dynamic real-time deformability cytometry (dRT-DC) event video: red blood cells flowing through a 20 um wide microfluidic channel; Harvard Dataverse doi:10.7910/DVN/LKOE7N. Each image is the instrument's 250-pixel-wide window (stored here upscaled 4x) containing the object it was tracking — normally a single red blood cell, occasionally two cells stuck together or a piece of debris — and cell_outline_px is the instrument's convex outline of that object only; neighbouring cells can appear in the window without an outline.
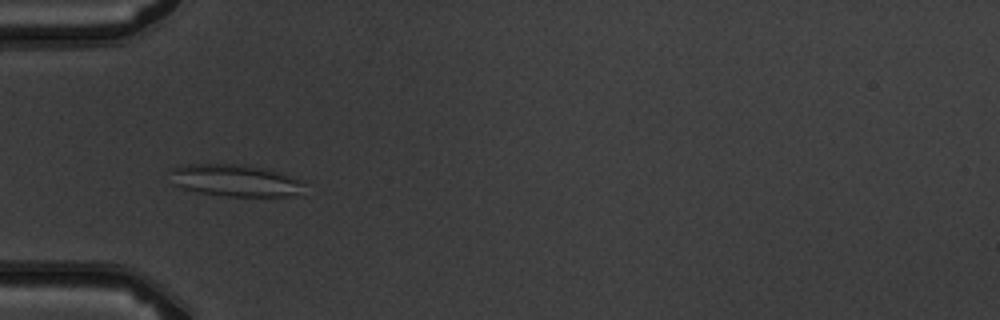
{"species": "common noctule bat (a hibernating species)", "species_latin": "Nyctalus noctula", "temperature_condition": "warm", "stored_images_in_passage": 9, "camera_frame_rate_fps": 3000, "um_per_image_px": 0.085, "animal": {"sex": "male", "body_mass_g": 19.5, "forearm_length_mm": 54.6}, "frame": {"image": 1, "passage_image": 6, "time_ms": 5.667, "image_size_px": [1000, 320], "cell_outline_px": [[304, 196], [224, 196], [196, 192], [172, 184], [168, 172], [168, 168], [188, 164], [236, 164], [264, 168], [304, 180]], "centroid_in_image_um": [20.0, 15.35], "position_along_channel_um": 65.0, "area_um2": 25.55}}
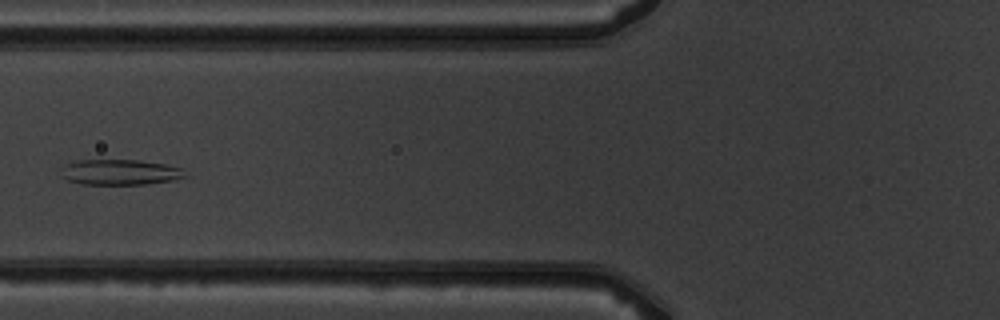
{"frame": {"image": 2, "passage_image": 7, "time_ms": 7.0, "image_size_px": [1000, 320], "cell_outline_px": [[188, 176], [172, 180], [144, 184], [80, 184], [68, 180], [60, 176], [60, 168], [64, 164], [76, 160], [136, 160], [164, 164], [184, 168]], "centroid_in_image_um": [10.16, 14.63], "position_along_channel_um": 115.6, "area_um2": 18.61}}
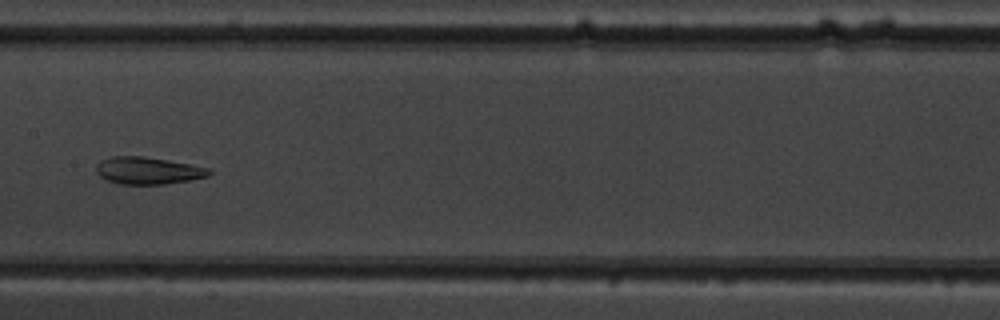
{"frame": {"image": 3, "passage_image": 9, "time_ms": 9.0, "image_size_px": [1000, 320], "cell_outline_px": [[212, 172], [208, 176], [188, 180], [164, 184], [120, 184], [108, 180], [100, 176], [96, 172], [96, 164], [100, 160], [112, 156], [144, 156], [188, 164], [208, 168]], "centroid_in_image_um": [12.53, 14.49], "position_along_channel_um": 194.9, "area_um2": 17.69}}